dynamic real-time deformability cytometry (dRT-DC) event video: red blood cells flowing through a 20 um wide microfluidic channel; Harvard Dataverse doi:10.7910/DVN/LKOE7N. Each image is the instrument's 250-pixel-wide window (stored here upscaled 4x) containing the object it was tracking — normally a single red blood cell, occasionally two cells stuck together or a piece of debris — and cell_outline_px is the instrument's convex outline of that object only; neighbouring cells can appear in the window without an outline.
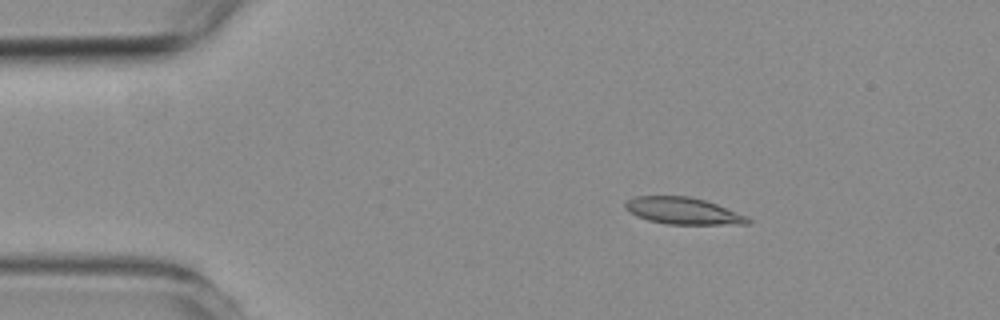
{"species": "common noctule bat (a hibernating species)", "species_latin": "Nyctalus noctula", "temperature_condition": "room temperature", "stored_images_in_passage": 3, "camera_frame_rate_fps": 3000, "um_per_image_px": 0.085, "animal": {"sex": "female", "body_mass_g": 19.3, "forearm_length_mm": 54.1}, "frame": {"image": 1, "passage_image": 2, "time_ms": 1.0, "image_size_px": [1000, 320], "cell_outline_px": [[752, 224], [668, 224], [648, 220], [636, 216], [624, 208], [624, 204], [628, 200], [636, 196], [688, 196], [704, 200], [716, 204], [748, 216], [752, 220]], "centroid_in_image_um": [58.07, 17.93], "position_along_channel_um": 26.9, "area_um2": 19.13}}